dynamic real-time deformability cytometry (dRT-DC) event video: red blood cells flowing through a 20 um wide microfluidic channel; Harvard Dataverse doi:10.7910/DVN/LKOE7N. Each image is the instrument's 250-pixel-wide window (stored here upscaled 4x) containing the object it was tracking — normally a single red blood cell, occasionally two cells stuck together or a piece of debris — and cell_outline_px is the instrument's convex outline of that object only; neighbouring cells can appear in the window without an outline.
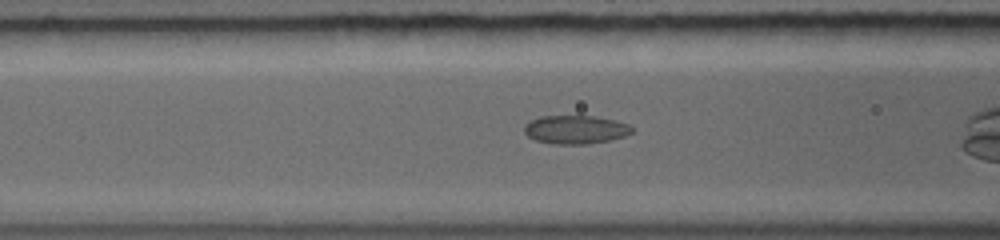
{"species": "common noctule bat (a hibernating species)", "species_latin": "Nyctalus noctula", "temperature_condition": "warm", "stored_images_in_passage": 14, "camera_frame_rate_fps": 5000, "um_per_image_px": 0.085, "animal": {"sex": "female", "body_mass_g": 19.0, "forearm_length_mm": 56.7}, "frame": {"image": 1, "passage_image": 7, "time_ms": 2.0, "image_size_px": [1000, 240], "cell_outline_px": [[632, 128], [628, 132], [620, 136], [608, 140], [584, 144], [556, 144], [536, 140], [528, 136], [524, 128], [528, 124], [536, 120], [548, 116], [584, 116], [608, 120], [624, 124]], "centroid_in_image_um": [48.84, 11.04], "position_along_channel_um": 117.8, "area_um2": 16.59}}
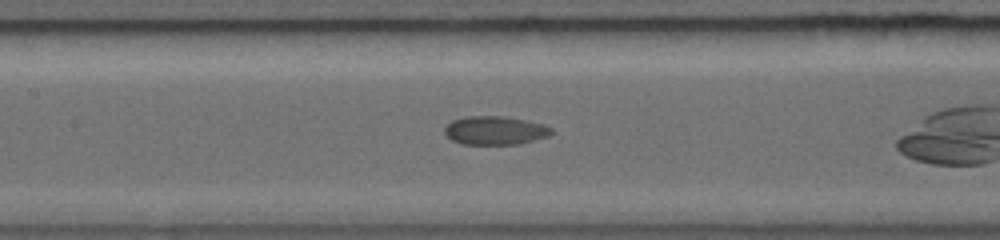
{"frame": {"image": 2, "passage_image": 10, "time_ms": 3.0, "image_size_px": [1000, 240], "cell_outline_px": [[548, 132], [544, 136], [516, 144], [464, 144], [452, 140], [448, 136], [448, 124], [456, 120], [472, 116], [492, 116], [516, 120], [548, 128]], "centroid_in_image_um": [41.93, 11.12], "position_along_channel_um": 165.5, "area_um2": 16.01}}